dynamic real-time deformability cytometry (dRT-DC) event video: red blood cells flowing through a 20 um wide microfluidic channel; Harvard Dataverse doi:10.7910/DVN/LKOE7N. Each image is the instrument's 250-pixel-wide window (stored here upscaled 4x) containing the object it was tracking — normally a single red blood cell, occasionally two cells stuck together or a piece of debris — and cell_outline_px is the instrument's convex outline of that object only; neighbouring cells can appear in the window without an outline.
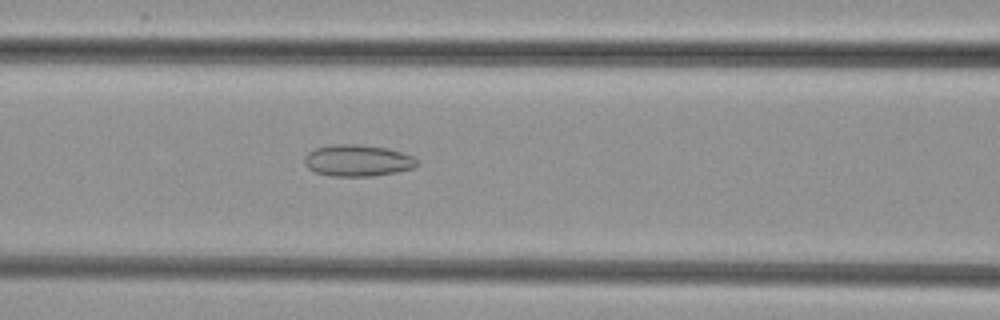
{"species": "common noctule bat (a hibernating species)", "species_latin": "Nyctalus noctula", "temperature_condition": "cold", "stored_images_in_passage": 42, "camera_frame_rate_fps": 3000, "um_per_image_px": 0.085, "animal": {"sex": "female", "body_mass_g": 29.2, "forearm_length_mm": 56.3}, "frame": {"image": 1, "passage_image": 23, "time_ms": 7.333, "image_size_px": [1000, 320], "cell_outline_px": [[420, 164], [412, 168], [396, 172], [372, 176], [332, 176], [316, 172], [308, 168], [304, 164], [304, 156], [308, 152], [316, 148], [332, 144], [356, 144], [388, 148], [412, 156]], "centroid_in_image_um": [30.37, 13.64], "position_along_channel_um": 136.2, "area_um2": 20.69}}
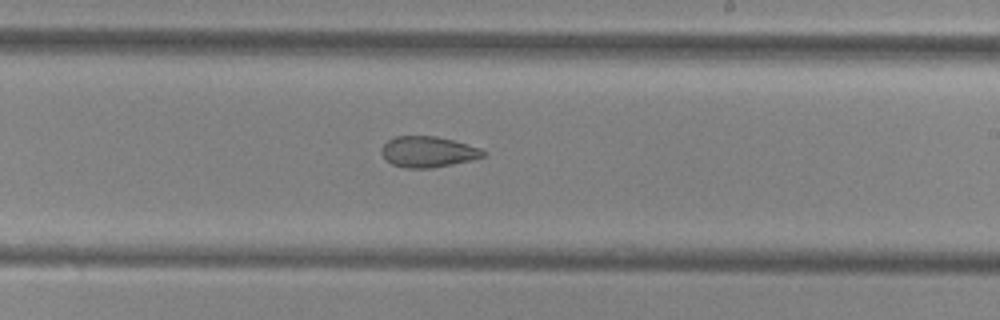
{"frame": {"image": 2, "passage_image": 32, "time_ms": 10.333, "image_size_px": [1000, 320], "cell_outline_px": [[488, 152], [484, 156], [472, 160], [432, 168], [404, 168], [392, 164], [380, 152], [380, 148], [388, 140], [396, 136], [436, 136], [484, 148]], "centroid_in_image_um": [36.42, 12.9], "position_along_channel_um": 252.6, "area_um2": 18.44}}
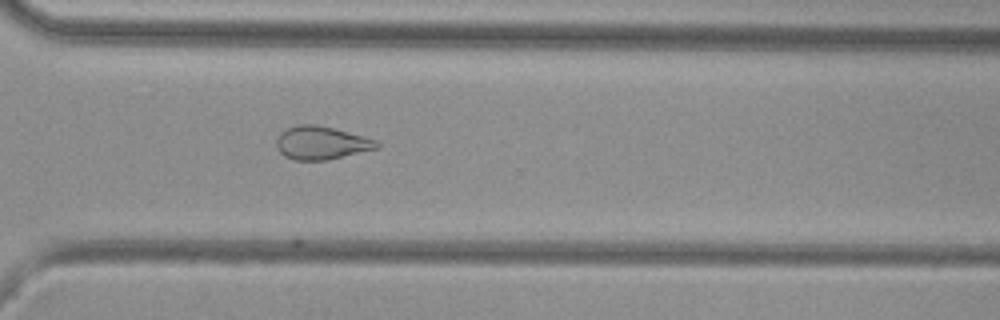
{"frame": {"image": 3, "passage_image": 39, "time_ms": 12.667, "image_size_px": [1000, 320], "cell_outline_px": [[380, 148], [328, 160], [292, 160], [284, 156], [280, 152], [276, 144], [276, 136], [280, 132], [288, 128], [300, 124], [316, 124], [364, 136], [376, 140], [380, 144]], "centroid_in_image_um": [27.31, 12.15], "position_along_channel_um": 343.3, "area_um2": 19.54}}